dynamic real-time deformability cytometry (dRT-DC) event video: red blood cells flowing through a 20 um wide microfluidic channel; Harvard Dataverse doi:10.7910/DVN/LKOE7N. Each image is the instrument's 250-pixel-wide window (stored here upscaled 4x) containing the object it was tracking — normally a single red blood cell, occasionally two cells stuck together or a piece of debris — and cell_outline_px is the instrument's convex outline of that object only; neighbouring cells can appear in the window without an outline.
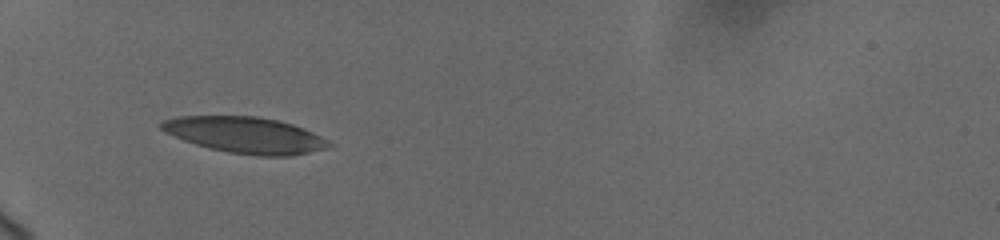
{"species": "human", "species_latin": "Homo sapiens", "temperature_condition": "cold", "stored_images_in_passage": 10, "camera_frame_rate_fps": 3000, "um_per_image_px": 0.085, "donor": {"sex": "female"}, "frame": {"image": 1, "passage_image": 1, "time_ms": 0.0, "image_size_px": [1000, 240], "cell_outline_px": [[336, 144], [328, 148], [292, 156], [260, 156], [228, 152], [208, 148], [184, 140], [164, 132], [160, 128], [160, 120], [176, 116], [256, 116], [276, 120], [292, 124], [304, 128]], "centroid_in_image_um": [20.85, 11.48], "position_along_channel_um": 64.1, "area_um2": 35.49}}
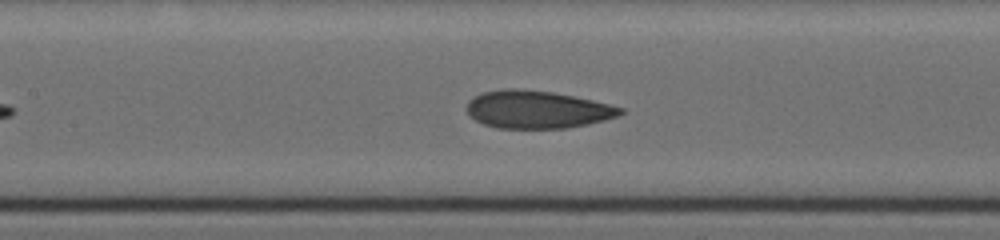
{"frame": {"image": 2, "passage_image": 6, "time_ms": 3.0, "image_size_px": [1000, 240], "cell_outline_px": [[624, 112], [620, 116], [588, 124], [568, 128], [496, 128], [484, 124], [468, 116], [468, 100], [484, 92], [504, 88], [516, 88], [552, 92], [592, 100], [624, 108]], "centroid_in_image_um": [45.67, 9.31], "position_along_channel_um": 161.7, "area_um2": 33.7}}
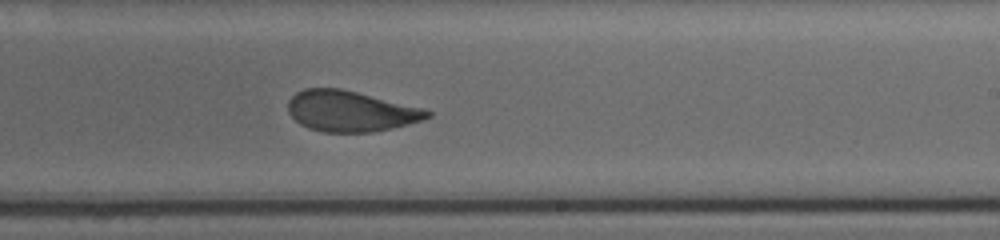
{"frame": {"image": 3, "passage_image": 10, "time_ms": 5.667, "image_size_px": [1000, 240], "cell_outline_px": [[432, 116], [408, 124], [392, 128], [372, 132], [324, 132], [308, 128], [300, 124], [288, 112], [288, 100], [296, 92], [304, 88], [340, 88], [424, 108], [432, 112]], "centroid_in_image_um": [29.78, 9.44], "position_along_channel_um": 259.2, "area_um2": 33.0}}